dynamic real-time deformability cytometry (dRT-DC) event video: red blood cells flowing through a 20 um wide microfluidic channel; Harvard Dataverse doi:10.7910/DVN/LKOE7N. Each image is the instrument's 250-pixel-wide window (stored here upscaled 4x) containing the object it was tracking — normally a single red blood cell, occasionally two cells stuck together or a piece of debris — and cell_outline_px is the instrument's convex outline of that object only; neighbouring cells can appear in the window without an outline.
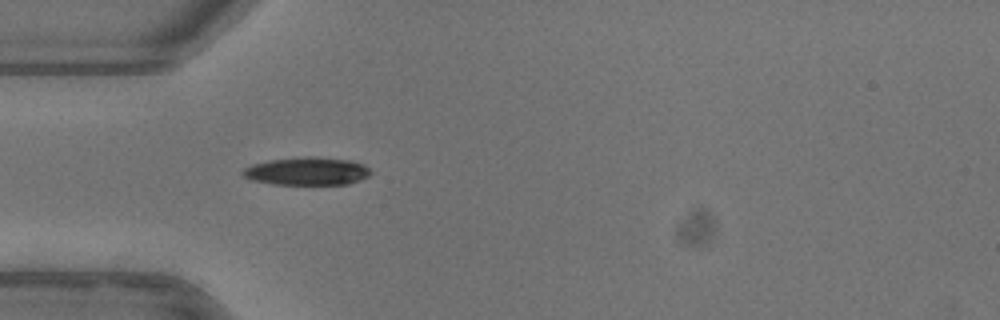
{"species": "common noctule bat (a hibernating species)", "species_latin": "Nyctalus noctula", "temperature_condition": "warm", "stored_images_in_passage": 16, "camera_frame_rate_fps": 3000, "um_per_image_px": 0.085, "animal": {"sex": "female"}, "frame": {"image": 1, "passage_image": 1, "time_ms": 0.0, "image_size_px": [1000, 320], "cell_outline_px": [[372, 172], [368, 176], [360, 180], [348, 184], [272, 184], [252, 180], [244, 176], [240, 172], [244, 168], [252, 164], [268, 160], [304, 156], [312, 156], [348, 160], [364, 164]], "centroid_in_image_um": [26.08, 14.54], "position_along_channel_um": 58.9, "area_um2": 20.87}}